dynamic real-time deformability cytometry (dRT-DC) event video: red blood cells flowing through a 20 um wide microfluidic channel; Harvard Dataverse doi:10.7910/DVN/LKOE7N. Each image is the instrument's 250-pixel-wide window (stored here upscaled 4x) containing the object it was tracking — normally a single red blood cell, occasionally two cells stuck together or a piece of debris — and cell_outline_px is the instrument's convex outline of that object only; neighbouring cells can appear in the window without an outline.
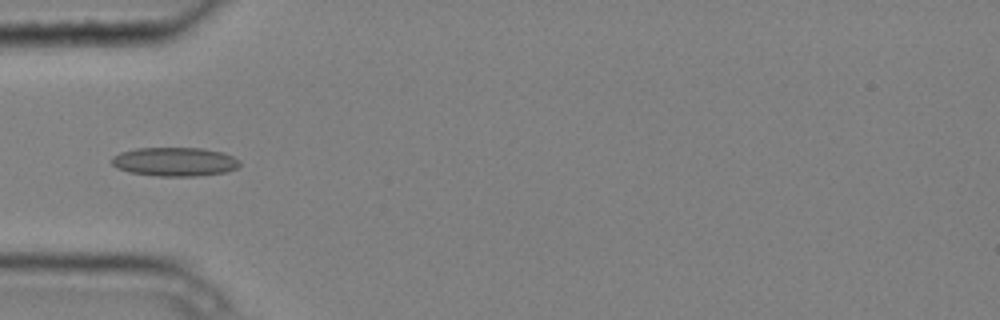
{"species": "common noctule bat (a hibernating species)", "species_latin": "Nyctalus noctula", "temperature_condition": "cold", "stored_images_in_passage": 7, "camera_frame_rate_fps": 3000, "um_per_image_px": 0.085, "animal": {"sex": "male", "body_mass_g": 20.4}, "frame": {"image": 1, "passage_image": 4, "time_ms": 1.0, "image_size_px": [1000, 320], "cell_outline_px": [[240, 164], [236, 168], [228, 172], [196, 176], [160, 176], [128, 172], [116, 168], [112, 164], [112, 156], [120, 152], [136, 148], [204, 148], [224, 152], [240, 160]], "centroid_in_image_um": [14.86, 13.74], "position_along_channel_um": 70.1, "area_um2": 21.73}}
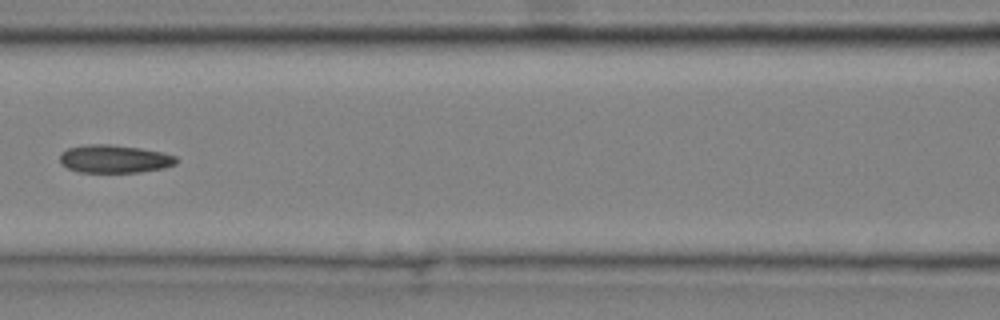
{"frame": {"image": 2, "passage_image": 6, "time_ms": 1.667, "image_size_px": [1000, 320], "cell_outline_px": [[176, 164], [164, 168], [140, 172], [80, 172], [68, 168], [60, 164], [60, 152], [68, 148], [84, 144], [108, 144], [140, 148], [160, 152], [176, 156]], "centroid_in_image_um": [9.69, 13.5], "position_along_channel_um": 156.9, "area_um2": 19.02}}
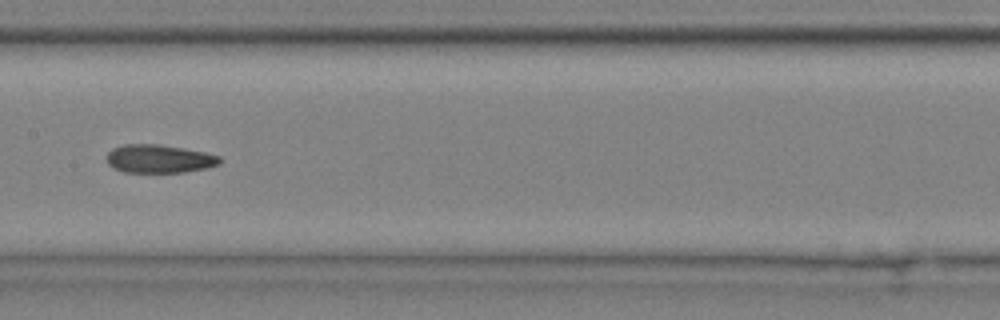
{"frame": {"image": 3, "passage_image": 7, "time_ms": 2.0, "image_size_px": [1000, 320], "cell_outline_px": [[224, 160], [220, 164], [208, 168], [184, 172], [124, 172], [112, 168], [108, 164], [104, 156], [112, 148], [124, 144], [160, 144], [184, 148], [204, 152], [220, 156]], "centroid_in_image_um": [13.52, 13.49], "position_along_channel_um": 193.9, "area_um2": 19.02}}